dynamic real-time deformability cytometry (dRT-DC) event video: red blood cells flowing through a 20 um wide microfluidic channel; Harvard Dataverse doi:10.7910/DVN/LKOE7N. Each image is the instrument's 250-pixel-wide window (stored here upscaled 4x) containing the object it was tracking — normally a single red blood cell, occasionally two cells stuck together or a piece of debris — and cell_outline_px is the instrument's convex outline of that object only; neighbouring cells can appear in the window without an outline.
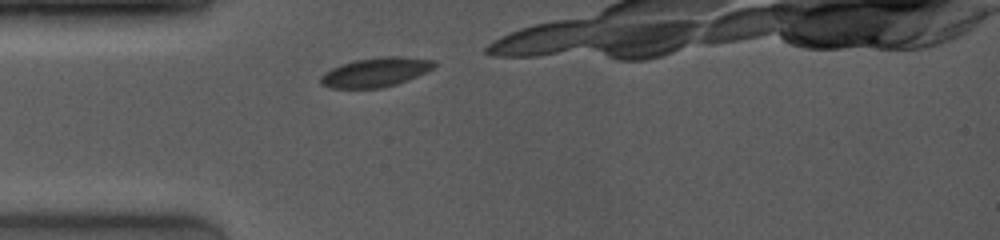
{"species": "common noctule bat (a hibernating species)", "species_latin": "Nyctalus noctula", "temperature_condition": "room temperature", "stored_images_in_passage": 4, "camera_frame_rate_fps": 4000, "um_per_image_px": 0.085, "animal": {"sex": "female", "body_mass_g": 19.0, "forearm_length_mm": 53.3}, "frame": {"image": 1, "passage_image": 1, "time_ms": 0.0, "image_size_px": [1000, 240], "cell_outline_px": [[436, 64], [432, 68], [408, 80], [396, 84], [380, 88], [328, 88], [320, 84], [320, 76], [324, 72], [340, 64], [356, 60], [380, 56], [396, 56], [436, 60]], "centroid_in_image_um": [31.88, 6.14], "position_along_channel_um": 53.1, "area_um2": 19.36}}